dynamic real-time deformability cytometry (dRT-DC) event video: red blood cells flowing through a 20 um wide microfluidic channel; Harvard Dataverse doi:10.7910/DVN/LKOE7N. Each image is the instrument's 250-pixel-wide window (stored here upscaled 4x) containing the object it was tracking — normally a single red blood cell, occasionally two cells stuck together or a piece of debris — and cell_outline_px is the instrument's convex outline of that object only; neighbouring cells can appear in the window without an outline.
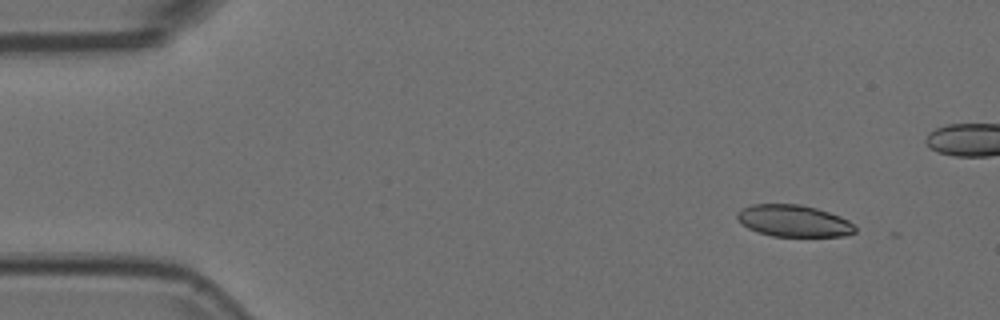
{"species": "Egyptian fruit bat (a non-hibernating species)", "species_latin": "Rousettus aegyptiacus", "temperature_condition": "room temperature", "stored_images_in_passage": 15, "camera_frame_rate_fps": 3000, "um_per_image_px": 0.085, "animal": {"sex": "female"}, "frame": {"image": 1, "passage_image": 5, "time_ms": 1.333, "image_size_px": [1000, 320], "cell_outline_px": [[856, 232], [844, 236], [772, 236], [756, 232], [740, 224], [736, 216], [736, 212], [740, 208], [752, 204], [800, 204], [816, 208], [840, 216], [848, 220], [856, 228]], "centroid_in_image_um": [67.41, 18.77], "position_along_channel_um": 17.6, "area_um2": 22.02}}